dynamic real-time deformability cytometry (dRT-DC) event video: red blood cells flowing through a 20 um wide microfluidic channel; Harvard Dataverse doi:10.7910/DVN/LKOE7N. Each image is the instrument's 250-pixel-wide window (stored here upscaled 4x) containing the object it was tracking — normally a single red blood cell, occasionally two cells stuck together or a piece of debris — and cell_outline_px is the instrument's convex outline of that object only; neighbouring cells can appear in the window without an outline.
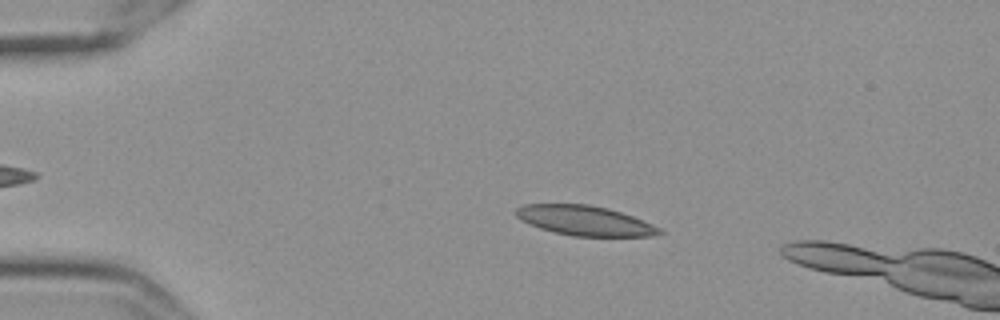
{"species": "Egyptian fruit bat (a non-hibernating species)", "species_latin": "Rousettus aegyptiacus", "temperature_condition": "cold", "stored_images_in_passage": 16, "camera_frame_rate_fps": 3000, "um_per_image_px": 0.085, "frame": {"image": 1, "passage_image": 12, "time_ms": 3.667, "image_size_px": [1000, 320], "cell_outline_px": [[664, 232], [652, 236], [572, 236], [540, 228], [528, 224], [520, 220], [516, 216], [516, 208], [524, 204], [588, 204], [608, 208], [632, 216], [652, 224], [660, 228]], "centroid_in_image_um": [49.69, 18.75], "position_along_channel_um": 35.3, "area_um2": 24.8}}